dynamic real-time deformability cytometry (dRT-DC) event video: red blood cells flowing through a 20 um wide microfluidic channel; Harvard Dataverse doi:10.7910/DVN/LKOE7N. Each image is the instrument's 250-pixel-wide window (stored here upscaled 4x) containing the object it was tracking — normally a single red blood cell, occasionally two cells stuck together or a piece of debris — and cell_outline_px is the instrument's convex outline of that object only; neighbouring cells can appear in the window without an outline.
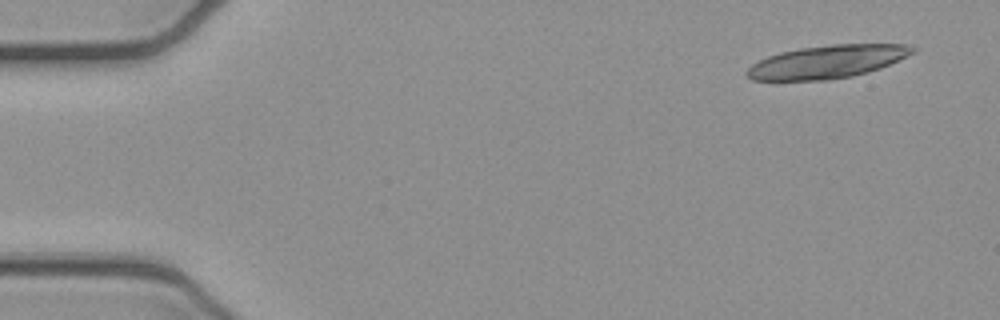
{"species": "common noctule bat (a hibernating species)", "species_latin": "Nyctalus noctula", "temperature_condition": "cold", "stored_images_in_passage": 4, "camera_frame_rate_fps": 3000, "um_per_image_px": 0.085, "animal": {"sex": "female", "body_mass_g": 21.9}, "frame": {"image": 1, "passage_image": 1, "time_ms": 0.0, "image_size_px": [1000, 320], "cell_outline_px": [[916, 52], [880, 68], [868, 72], [852, 76], [828, 80], [752, 80], [744, 72], [752, 64], [768, 56], [780, 52], [800, 48], [832, 44], [908, 44], [916, 48]], "centroid_in_image_um": [70.33, 5.24], "position_along_channel_um": 14.7, "area_um2": 31.85}}